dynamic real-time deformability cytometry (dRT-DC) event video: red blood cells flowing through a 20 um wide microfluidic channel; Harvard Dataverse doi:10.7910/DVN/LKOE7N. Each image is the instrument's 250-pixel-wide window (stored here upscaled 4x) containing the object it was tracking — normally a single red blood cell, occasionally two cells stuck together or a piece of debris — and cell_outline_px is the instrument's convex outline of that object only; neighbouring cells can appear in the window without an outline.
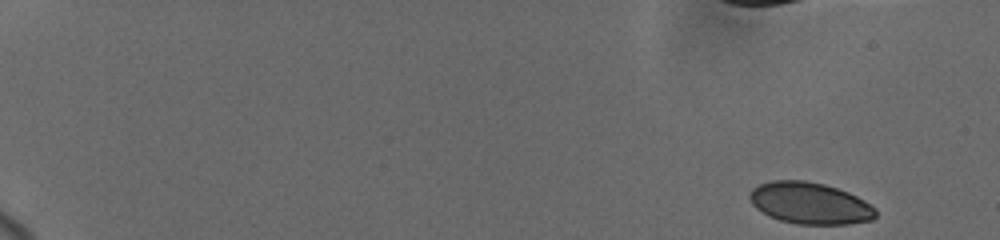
{"species": "human", "species_latin": "Homo sapiens", "temperature_condition": "cold", "stored_images_in_passage": 26, "camera_frame_rate_fps": 3000, "um_per_image_px": 0.085, "donor": {"sex": "female"}, "frame": {"image": 1, "passage_image": 1, "time_ms": 0.0, "image_size_px": [1000, 240], "cell_outline_px": [[876, 216], [872, 220], [848, 224], [796, 224], [780, 220], [756, 208], [752, 204], [748, 196], [752, 188], [760, 184], [772, 180], [804, 180], [824, 184], [848, 192], [864, 200], [876, 208]], "centroid_in_image_um": [68.85, 17.27], "position_along_channel_um": 16.2, "area_um2": 30.52}}